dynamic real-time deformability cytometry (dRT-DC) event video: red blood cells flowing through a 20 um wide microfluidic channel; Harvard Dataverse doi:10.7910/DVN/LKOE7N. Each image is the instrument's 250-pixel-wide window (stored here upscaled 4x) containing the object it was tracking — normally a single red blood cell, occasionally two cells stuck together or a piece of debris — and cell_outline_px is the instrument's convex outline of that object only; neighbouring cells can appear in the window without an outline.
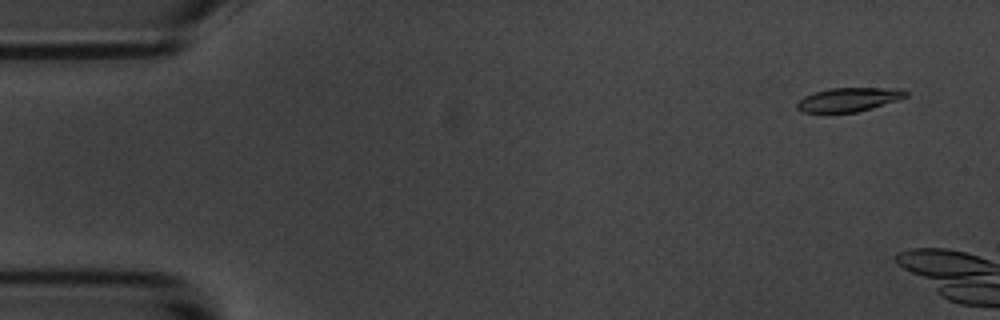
{"species": "common noctule bat (a hibernating species)", "species_latin": "Nyctalus noctula", "temperature_condition": "room temperature", "stored_images_in_passage": 2, "camera_frame_rate_fps": 3000, "um_per_image_px": 0.085, "animal": {"sex": "male", "body_mass_g": 20.1, "forearm_length_mm": 53.5}, "frame": {"image": 1, "passage_image": 1, "time_ms": 0.0, "image_size_px": [1000, 320], "cell_outline_px": [[908, 96], [896, 100], [856, 112], [804, 112], [796, 108], [796, 104], [804, 96], [816, 92], [832, 88], [900, 88], [908, 92]], "centroid_in_image_um": [72.14, 8.45], "position_along_channel_um": 12.9, "area_um2": 14.8}}